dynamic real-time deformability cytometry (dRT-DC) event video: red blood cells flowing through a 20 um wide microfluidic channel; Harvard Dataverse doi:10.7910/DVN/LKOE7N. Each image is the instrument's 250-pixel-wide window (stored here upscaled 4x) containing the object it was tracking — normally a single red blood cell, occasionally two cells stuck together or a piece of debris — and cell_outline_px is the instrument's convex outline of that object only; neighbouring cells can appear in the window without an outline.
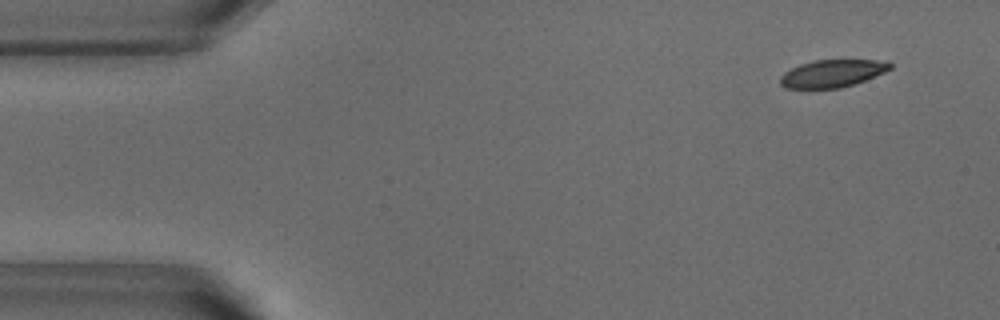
{"species": "common noctule bat (a hibernating species)", "species_latin": "Nyctalus noctula", "temperature_condition": "warm", "stored_images_in_passage": 49, "camera_frame_rate_fps": 3000, "um_per_image_px": 0.085, "animal": {"sex": "male", "body_mass_g": 18.8}, "frame": {"image": 1, "passage_image": 1, "time_ms": 0.0, "image_size_px": [1000, 320], "cell_outline_px": [[892, 68], [884, 72], [864, 80], [840, 88], [784, 88], [780, 84], [780, 76], [784, 72], [800, 64], [812, 60], [888, 60], [892, 64]], "centroid_in_image_um": [70.74, 6.23], "position_along_channel_um": 14.3, "area_um2": 17.57}}
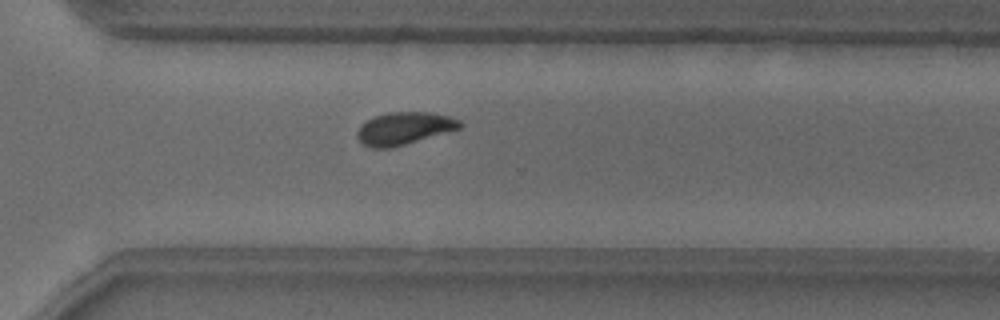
{"frame": {"image": 2, "passage_image": 34, "time_ms": 11.0, "image_size_px": [1000, 320], "cell_outline_px": [[464, 124], [460, 128], [404, 144], [388, 148], [372, 148], [364, 144], [356, 136], [356, 132], [372, 116], [388, 112], [428, 112], [448, 116], [460, 120]], "centroid_in_image_um": [34.35, 10.89], "position_along_channel_um": 336.3, "area_um2": 19.07}}
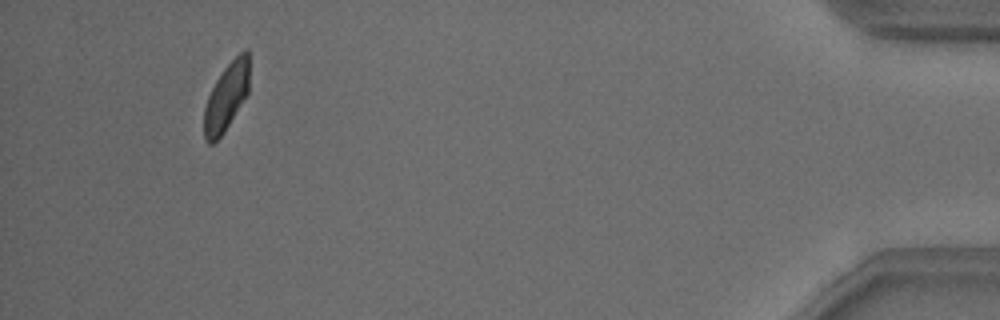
{"frame": {"image": 3, "passage_image": 46, "time_ms": 15.0, "image_size_px": [1000, 320], "cell_outline_px": [[248, 92], [224, 132], [212, 144], [208, 144], [204, 140], [204, 108], [208, 96], [216, 80], [224, 68], [240, 52], [248, 52]], "centroid_in_image_um": [19.2, 8.28], "position_along_channel_um": 416.0, "area_um2": 17.4}, "authors_computed_cell_mechanics": {"area_um2": 19.5364, "velocity_mm_per_s": 3.811, "shape_relaxation_time_tau1_ms": 3.688, "shape_relaxation_time_tau2_ms": 0.8071, "deformation_change_tau1": 0.1343, "deformation_change_tau2": 0.0553}}